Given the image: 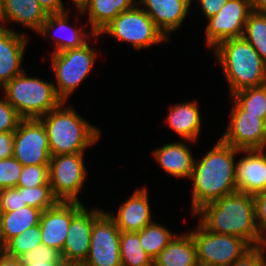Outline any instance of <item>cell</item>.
<instances>
[{"mask_svg": "<svg viewBox=\"0 0 266 266\" xmlns=\"http://www.w3.org/2000/svg\"><path fill=\"white\" fill-rule=\"evenodd\" d=\"M200 158H195L191 184V218L204 205L238 191L236 162L238 149L221 139Z\"/></svg>", "mask_w": 266, "mask_h": 266, "instance_id": "cell-1", "label": "cell"}, {"mask_svg": "<svg viewBox=\"0 0 266 266\" xmlns=\"http://www.w3.org/2000/svg\"><path fill=\"white\" fill-rule=\"evenodd\" d=\"M193 217L210 232L240 237L250 246H257L262 242L252 194L237 191L224 196L204 205Z\"/></svg>", "mask_w": 266, "mask_h": 266, "instance_id": "cell-2", "label": "cell"}, {"mask_svg": "<svg viewBox=\"0 0 266 266\" xmlns=\"http://www.w3.org/2000/svg\"><path fill=\"white\" fill-rule=\"evenodd\" d=\"M49 140L51 156L85 153L101 139V130L63 101L40 117Z\"/></svg>", "mask_w": 266, "mask_h": 266, "instance_id": "cell-3", "label": "cell"}, {"mask_svg": "<svg viewBox=\"0 0 266 266\" xmlns=\"http://www.w3.org/2000/svg\"><path fill=\"white\" fill-rule=\"evenodd\" d=\"M211 51L224 73L230 96L266 84V64L243 37L223 40Z\"/></svg>", "mask_w": 266, "mask_h": 266, "instance_id": "cell-4", "label": "cell"}, {"mask_svg": "<svg viewBox=\"0 0 266 266\" xmlns=\"http://www.w3.org/2000/svg\"><path fill=\"white\" fill-rule=\"evenodd\" d=\"M53 82L31 77L25 69L7 82L0 92L22 119H39L63 102Z\"/></svg>", "mask_w": 266, "mask_h": 266, "instance_id": "cell-5", "label": "cell"}, {"mask_svg": "<svg viewBox=\"0 0 266 266\" xmlns=\"http://www.w3.org/2000/svg\"><path fill=\"white\" fill-rule=\"evenodd\" d=\"M97 48H92L88 41L82 47L64 52L51 53L50 62L55 74V90L62 101H67L74 91L90 75L98 60Z\"/></svg>", "mask_w": 266, "mask_h": 266, "instance_id": "cell-6", "label": "cell"}, {"mask_svg": "<svg viewBox=\"0 0 266 266\" xmlns=\"http://www.w3.org/2000/svg\"><path fill=\"white\" fill-rule=\"evenodd\" d=\"M104 34L132 45L137 51L143 48L148 50L154 45L167 43L170 40L138 4L118 14L99 33V36L102 37Z\"/></svg>", "mask_w": 266, "mask_h": 266, "instance_id": "cell-7", "label": "cell"}, {"mask_svg": "<svg viewBox=\"0 0 266 266\" xmlns=\"http://www.w3.org/2000/svg\"><path fill=\"white\" fill-rule=\"evenodd\" d=\"M188 232L195 242L199 266H230L251 247L240 237L210 232L199 222Z\"/></svg>", "mask_w": 266, "mask_h": 266, "instance_id": "cell-8", "label": "cell"}, {"mask_svg": "<svg viewBox=\"0 0 266 266\" xmlns=\"http://www.w3.org/2000/svg\"><path fill=\"white\" fill-rule=\"evenodd\" d=\"M85 153L51 156L49 163V184L58 201L81 202L79 193L84 190L88 171Z\"/></svg>", "mask_w": 266, "mask_h": 266, "instance_id": "cell-9", "label": "cell"}, {"mask_svg": "<svg viewBox=\"0 0 266 266\" xmlns=\"http://www.w3.org/2000/svg\"><path fill=\"white\" fill-rule=\"evenodd\" d=\"M230 119L220 139L238 150L266 149L265 122L260 115L247 114L232 98Z\"/></svg>", "mask_w": 266, "mask_h": 266, "instance_id": "cell-10", "label": "cell"}, {"mask_svg": "<svg viewBox=\"0 0 266 266\" xmlns=\"http://www.w3.org/2000/svg\"><path fill=\"white\" fill-rule=\"evenodd\" d=\"M13 157L23 166L49 165V140L39 119H22L19 122L14 131Z\"/></svg>", "mask_w": 266, "mask_h": 266, "instance_id": "cell-11", "label": "cell"}, {"mask_svg": "<svg viewBox=\"0 0 266 266\" xmlns=\"http://www.w3.org/2000/svg\"><path fill=\"white\" fill-rule=\"evenodd\" d=\"M251 11L250 0H228L216 15L206 19V47L210 50L223 40L242 37Z\"/></svg>", "mask_w": 266, "mask_h": 266, "instance_id": "cell-12", "label": "cell"}, {"mask_svg": "<svg viewBox=\"0 0 266 266\" xmlns=\"http://www.w3.org/2000/svg\"><path fill=\"white\" fill-rule=\"evenodd\" d=\"M121 231L104 211L93 223L87 266H122L119 251Z\"/></svg>", "mask_w": 266, "mask_h": 266, "instance_id": "cell-13", "label": "cell"}, {"mask_svg": "<svg viewBox=\"0 0 266 266\" xmlns=\"http://www.w3.org/2000/svg\"><path fill=\"white\" fill-rule=\"evenodd\" d=\"M70 9L63 13L49 14L43 22L38 35L54 41L52 53L64 52L70 49L82 47L88 41L92 44L98 42L99 34H95L91 30L81 27H76L74 23L70 24ZM74 24V25H73ZM73 25V26H72ZM85 29V31H84Z\"/></svg>", "mask_w": 266, "mask_h": 266, "instance_id": "cell-14", "label": "cell"}, {"mask_svg": "<svg viewBox=\"0 0 266 266\" xmlns=\"http://www.w3.org/2000/svg\"><path fill=\"white\" fill-rule=\"evenodd\" d=\"M84 206L80 202L58 201L53 207L42 211L39 221L42 244L62 252L71 219Z\"/></svg>", "mask_w": 266, "mask_h": 266, "instance_id": "cell-15", "label": "cell"}, {"mask_svg": "<svg viewBox=\"0 0 266 266\" xmlns=\"http://www.w3.org/2000/svg\"><path fill=\"white\" fill-rule=\"evenodd\" d=\"M84 206L72 219L61 252L65 262H85L90 248L94 221L105 211L100 207L89 210Z\"/></svg>", "mask_w": 266, "mask_h": 266, "instance_id": "cell-16", "label": "cell"}, {"mask_svg": "<svg viewBox=\"0 0 266 266\" xmlns=\"http://www.w3.org/2000/svg\"><path fill=\"white\" fill-rule=\"evenodd\" d=\"M148 192L145 185L144 187L140 186L133 191L128 199L120 204L115 212L116 214L106 211L120 231L139 232L154 221Z\"/></svg>", "mask_w": 266, "mask_h": 266, "instance_id": "cell-17", "label": "cell"}, {"mask_svg": "<svg viewBox=\"0 0 266 266\" xmlns=\"http://www.w3.org/2000/svg\"><path fill=\"white\" fill-rule=\"evenodd\" d=\"M28 38V33L0 26V89L25 70L22 63Z\"/></svg>", "mask_w": 266, "mask_h": 266, "instance_id": "cell-18", "label": "cell"}, {"mask_svg": "<svg viewBox=\"0 0 266 266\" xmlns=\"http://www.w3.org/2000/svg\"><path fill=\"white\" fill-rule=\"evenodd\" d=\"M137 4L168 39L182 27L193 6L191 0H137Z\"/></svg>", "mask_w": 266, "mask_h": 266, "instance_id": "cell-19", "label": "cell"}, {"mask_svg": "<svg viewBox=\"0 0 266 266\" xmlns=\"http://www.w3.org/2000/svg\"><path fill=\"white\" fill-rule=\"evenodd\" d=\"M266 150H239L236 162L238 192L255 195L266 190ZM242 155V157H240Z\"/></svg>", "mask_w": 266, "mask_h": 266, "instance_id": "cell-20", "label": "cell"}, {"mask_svg": "<svg viewBox=\"0 0 266 266\" xmlns=\"http://www.w3.org/2000/svg\"><path fill=\"white\" fill-rule=\"evenodd\" d=\"M48 15L37 0H2L0 26L12 30L15 23L37 34Z\"/></svg>", "mask_w": 266, "mask_h": 266, "instance_id": "cell-21", "label": "cell"}, {"mask_svg": "<svg viewBox=\"0 0 266 266\" xmlns=\"http://www.w3.org/2000/svg\"><path fill=\"white\" fill-rule=\"evenodd\" d=\"M189 143L194 142L181 140L179 142L163 144L162 147H157L152 152V157L154 156L155 162L167 174L177 179L184 178V180H190L195 158Z\"/></svg>", "mask_w": 266, "mask_h": 266, "instance_id": "cell-22", "label": "cell"}, {"mask_svg": "<svg viewBox=\"0 0 266 266\" xmlns=\"http://www.w3.org/2000/svg\"><path fill=\"white\" fill-rule=\"evenodd\" d=\"M165 118L167 126L175 132L176 137L196 143L200 137L202 124L201 110L196 100L169 105Z\"/></svg>", "mask_w": 266, "mask_h": 266, "instance_id": "cell-23", "label": "cell"}, {"mask_svg": "<svg viewBox=\"0 0 266 266\" xmlns=\"http://www.w3.org/2000/svg\"><path fill=\"white\" fill-rule=\"evenodd\" d=\"M136 4L137 0H89L74 18L79 22L78 15L84 17L86 14L87 22L84 25L99 34L118 14L132 9Z\"/></svg>", "mask_w": 266, "mask_h": 266, "instance_id": "cell-24", "label": "cell"}, {"mask_svg": "<svg viewBox=\"0 0 266 266\" xmlns=\"http://www.w3.org/2000/svg\"><path fill=\"white\" fill-rule=\"evenodd\" d=\"M153 266H199L192 235L178 233L153 260Z\"/></svg>", "mask_w": 266, "mask_h": 266, "instance_id": "cell-25", "label": "cell"}, {"mask_svg": "<svg viewBox=\"0 0 266 266\" xmlns=\"http://www.w3.org/2000/svg\"><path fill=\"white\" fill-rule=\"evenodd\" d=\"M42 211L40 209L24 206L15 211L3 212L2 236L3 250L5 244L14 236L20 235L25 230L39 224Z\"/></svg>", "mask_w": 266, "mask_h": 266, "instance_id": "cell-26", "label": "cell"}, {"mask_svg": "<svg viewBox=\"0 0 266 266\" xmlns=\"http://www.w3.org/2000/svg\"><path fill=\"white\" fill-rule=\"evenodd\" d=\"M176 234L155 220L139 231V240L145 252L154 260Z\"/></svg>", "mask_w": 266, "mask_h": 266, "instance_id": "cell-27", "label": "cell"}, {"mask_svg": "<svg viewBox=\"0 0 266 266\" xmlns=\"http://www.w3.org/2000/svg\"><path fill=\"white\" fill-rule=\"evenodd\" d=\"M119 251L122 266H153V260L141 246L139 232L121 231Z\"/></svg>", "mask_w": 266, "mask_h": 266, "instance_id": "cell-28", "label": "cell"}, {"mask_svg": "<svg viewBox=\"0 0 266 266\" xmlns=\"http://www.w3.org/2000/svg\"><path fill=\"white\" fill-rule=\"evenodd\" d=\"M242 37L256 50L266 64V14L252 10Z\"/></svg>", "mask_w": 266, "mask_h": 266, "instance_id": "cell-29", "label": "cell"}, {"mask_svg": "<svg viewBox=\"0 0 266 266\" xmlns=\"http://www.w3.org/2000/svg\"><path fill=\"white\" fill-rule=\"evenodd\" d=\"M232 98L247 114L266 117V84L246 88L233 93Z\"/></svg>", "mask_w": 266, "mask_h": 266, "instance_id": "cell-30", "label": "cell"}, {"mask_svg": "<svg viewBox=\"0 0 266 266\" xmlns=\"http://www.w3.org/2000/svg\"><path fill=\"white\" fill-rule=\"evenodd\" d=\"M42 244L39 224L11 238L4 247L3 252L10 257L18 258L21 254L32 250Z\"/></svg>", "mask_w": 266, "mask_h": 266, "instance_id": "cell-31", "label": "cell"}, {"mask_svg": "<svg viewBox=\"0 0 266 266\" xmlns=\"http://www.w3.org/2000/svg\"><path fill=\"white\" fill-rule=\"evenodd\" d=\"M22 192L23 202L41 211L53 207L58 200L53 196L50 185H39L36 187H17Z\"/></svg>", "mask_w": 266, "mask_h": 266, "instance_id": "cell-32", "label": "cell"}, {"mask_svg": "<svg viewBox=\"0 0 266 266\" xmlns=\"http://www.w3.org/2000/svg\"><path fill=\"white\" fill-rule=\"evenodd\" d=\"M49 184V165L23 166L17 187H36Z\"/></svg>", "mask_w": 266, "mask_h": 266, "instance_id": "cell-33", "label": "cell"}, {"mask_svg": "<svg viewBox=\"0 0 266 266\" xmlns=\"http://www.w3.org/2000/svg\"><path fill=\"white\" fill-rule=\"evenodd\" d=\"M23 165L14 157L0 160V190L17 187Z\"/></svg>", "mask_w": 266, "mask_h": 266, "instance_id": "cell-34", "label": "cell"}, {"mask_svg": "<svg viewBox=\"0 0 266 266\" xmlns=\"http://www.w3.org/2000/svg\"><path fill=\"white\" fill-rule=\"evenodd\" d=\"M18 259L20 261L39 262H65L61 256V252L55 248L49 247L45 244H40L30 251L21 254Z\"/></svg>", "mask_w": 266, "mask_h": 266, "instance_id": "cell-35", "label": "cell"}, {"mask_svg": "<svg viewBox=\"0 0 266 266\" xmlns=\"http://www.w3.org/2000/svg\"><path fill=\"white\" fill-rule=\"evenodd\" d=\"M21 120L22 118L4 95L0 96V132H14Z\"/></svg>", "mask_w": 266, "mask_h": 266, "instance_id": "cell-36", "label": "cell"}, {"mask_svg": "<svg viewBox=\"0 0 266 266\" xmlns=\"http://www.w3.org/2000/svg\"><path fill=\"white\" fill-rule=\"evenodd\" d=\"M27 206L23 202L22 192L17 187L0 190V209L3 212L15 211Z\"/></svg>", "mask_w": 266, "mask_h": 266, "instance_id": "cell-37", "label": "cell"}, {"mask_svg": "<svg viewBox=\"0 0 266 266\" xmlns=\"http://www.w3.org/2000/svg\"><path fill=\"white\" fill-rule=\"evenodd\" d=\"M255 215L261 240L266 241V190L254 195Z\"/></svg>", "mask_w": 266, "mask_h": 266, "instance_id": "cell-38", "label": "cell"}, {"mask_svg": "<svg viewBox=\"0 0 266 266\" xmlns=\"http://www.w3.org/2000/svg\"><path fill=\"white\" fill-rule=\"evenodd\" d=\"M192 3L197 2L198 9L200 8L202 15L205 16V19L210 18L213 15H216L221 8L227 3L228 0H191Z\"/></svg>", "mask_w": 266, "mask_h": 266, "instance_id": "cell-39", "label": "cell"}, {"mask_svg": "<svg viewBox=\"0 0 266 266\" xmlns=\"http://www.w3.org/2000/svg\"><path fill=\"white\" fill-rule=\"evenodd\" d=\"M14 132H0V160L13 157Z\"/></svg>", "mask_w": 266, "mask_h": 266, "instance_id": "cell-40", "label": "cell"}, {"mask_svg": "<svg viewBox=\"0 0 266 266\" xmlns=\"http://www.w3.org/2000/svg\"><path fill=\"white\" fill-rule=\"evenodd\" d=\"M48 14L63 13L68 11L63 0H37Z\"/></svg>", "mask_w": 266, "mask_h": 266, "instance_id": "cell-41", "label": "cell"}, {"mask_svg": "<svg viewBox=\"0 0 266 266\" xmlns=\"http://www.w3.org/2000/svg\"><path fill=\"white\" fill-rule=\"evenodd\" d=\"M0 266H23L18 258L7 256L0 252Z\"/></svg>", "mask_w": 266, "mask_h": 266, "instance_id": "cell-42", "label": "cell"}, {"mask_svg": "<svg viewBox=\"0 0 266 266\" xmlns=\"http://www.w3.org/2000/svg\"><path fill=\"white\" fill-rule=\"evenodd\" d=\"M23 266H63L65 262H50L39 261V262H30V261H20Z\"/></svg>", "mask_w": 266, "mask_h": 266, "instance_id": "cell-43", "label": "cell"}, {"mask_svg": "<svg viewBox=\"0 0 266 266\" xmlns=\"http://www.w3.org/2000/svg\"><path fill=\"white\" fill-rule=\"evenodd\" d=\"M252 10L266 14V0H250Z\"/></svg>", "mask_w": 266, "mask_h": 266, "instance_id": "cell-44", "label": "cell"}, {"mask_svg": "<svg viewBox=\"0 0 266 266\" xmlns=\"http://www.w3.org/2000/svg\"><path fill=\"white\" fill-rule=\"evenodd\" d=\"M74 7L76 8L75 10H82L84 8V6L89 2V0H70Z\"/></svg>", "mask_w": 266, "mask_h": 266, "instance_id": "cell-45", "label": "cell"}, {"mask_svg": "<svg viewBox=\"0 0 266 266\" xmlns=\"http://www.w3.org/2000/svg\"><path fill=\"white\" fill-rule=\"evenodd\" d=\"M259 246L262 252L263 266H266V241H262Z\"/></svg>", "mask_w": 266, "mask_h": 266, "instance_id": "cell-46", "label": "cell"}, {"mask_svg": "<svg viewBox=\"0 0 266 266\" xmlns=\"http://www.w3.org/2000/svg\"><path fill=\"white\" fill-rule=\"evenodd\" d=\"M2 218L3 211L0 209V252H3Z\"/></svg>", "mask_w": 266, "mask_h": 266, "instance_id": "cell-47", "label": "cell"}, {"mask_svg": "<svg viewBox=\"0 0 266 266\" xmlns=\"http://www.w3.org/2000/svg\"><path fill=\"white\" fill-rule=\"evenodd\" d=\"M63 266H87L84 262H65Z\"/></svg>", "mask_w": 266, "mask_h": 266, "instance_id": "cell-48", "label": "cell"}]
</instances>
